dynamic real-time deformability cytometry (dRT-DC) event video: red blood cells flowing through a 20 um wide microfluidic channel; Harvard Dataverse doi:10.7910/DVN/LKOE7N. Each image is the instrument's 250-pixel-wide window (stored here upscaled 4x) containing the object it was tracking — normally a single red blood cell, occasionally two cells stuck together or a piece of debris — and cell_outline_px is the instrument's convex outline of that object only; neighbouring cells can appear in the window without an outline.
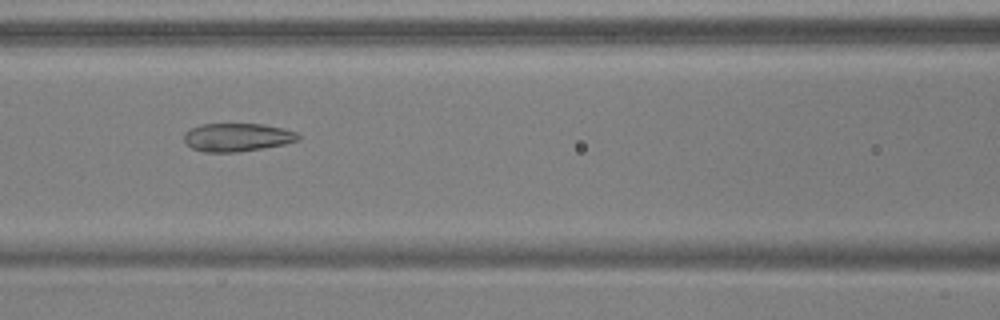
{"species": "common noctule bat (a hibernating species)", "species_latin": "Nyctalus noctula", "temperature_condition": "warm", "stored_images_in_passage": 53, "camera_frame_rate_fps": 3000, "um_per_image_px": 0.085, "animal": {"sex": "male", "body_mass_g": 17.9, "forearm_length_mm": 54.2}, "frame": {"image": 1, "passage_image": 24, "time_ms": 7.667, "image_size_px": [1000, 320], "cell_outline_px": [[300, 140], [284, 144], [264, 148], [236, 152], [204, 152], [192, 148], [184, 140], [184, 132], [200, 124], [264, 124], [284, 128], [296, 132], [300, 136]], "centroid_in_image_um": [20.18, 11.66], "position_along_channel_um": 146.4, "area_um2": 18.84}}
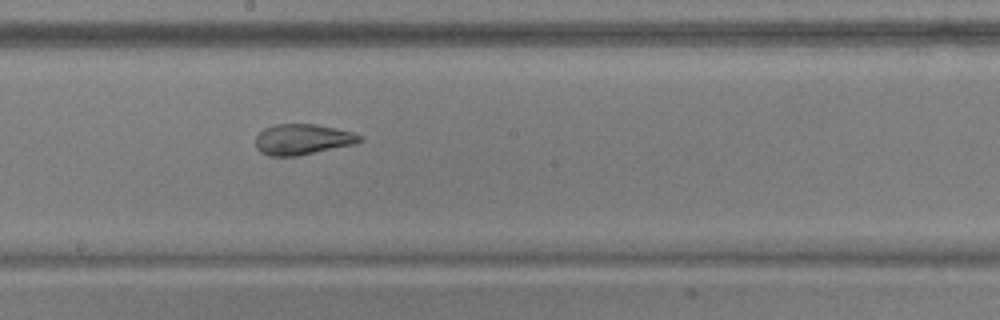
{"frame": {"image": 2, "passage_image": 30, "time_ms": 9.667, "image_size_px": [1000, 320], "cell_outline_px": [[364, 140], [356, 144], [296, 156], [268, 156], [260, 152], [256, 148], [256, 136], [264, 128], [276, 124], [316, 124], [336, 128], [352, 132], [364, 136]], "centroid_in_image_um": [25.74, 11.85], "position_along_channel_um": 222.5, "area_um2": 18.79}}
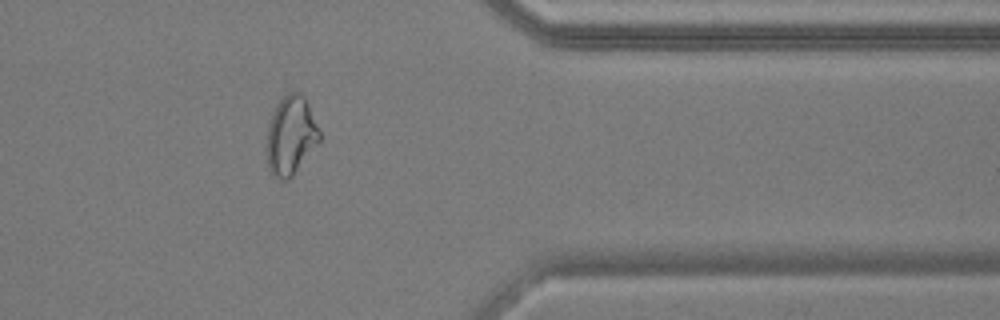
{"frame": {"image": 3, "passage_image": 44, "time_ms": 14.333, "image_size_px": [1000, 320], "cell_outline_px": [[320, 140], [292, 176], [288, 180], [280, 180], [268, 168], [268, 124], [272, 112], [276, 104], [288, 92], [300, 92], [304, 96], [308, 104], [320, 132]], "centroid_in_image_um": [24.72, 11.49], "position_along_channel_um": 386.7, "area_um2": 23.76}, "authors_computed_cell_mechanics": {"area_um2": 23.7558, "velocity_mm_per_s": 3.8121, "shape_relaxation_time_tau1_ms": null, "shape_relaxation_time_tau2_ms": 1.2851, "deformation_change_tau1": null, "deformation_change_tau2": 0.0779}}